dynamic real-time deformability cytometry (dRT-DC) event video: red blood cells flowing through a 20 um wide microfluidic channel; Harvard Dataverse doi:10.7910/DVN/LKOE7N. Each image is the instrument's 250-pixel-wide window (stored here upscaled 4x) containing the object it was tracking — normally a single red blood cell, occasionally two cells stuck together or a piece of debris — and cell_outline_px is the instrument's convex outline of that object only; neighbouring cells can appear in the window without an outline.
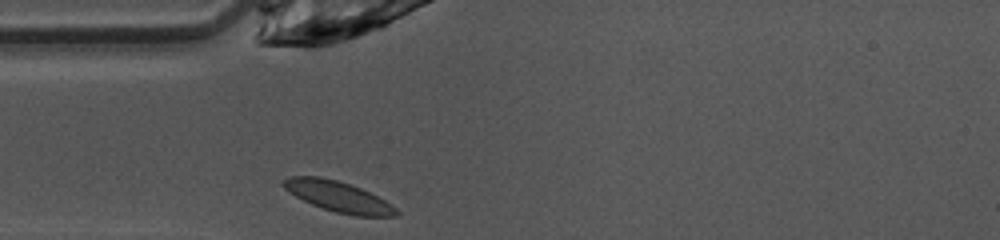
{"species": "common noctule bat (a hibernating species)", "species_latin": "Nyctalus noctula", "temperature_condition": "warm", "stored_images_in_passage": 26, "camera_frame_rate_fps": 3000, "um_per_image_px": 0.085, "animal": {"sex": "female", "body_mass_g": 10.0, "forearm_length_mm": 53.1}, "frame": {"image": 1, "passage_image": 1, "time_ms": 0.0, "image_size_px": [1000, 240], "cell_outline_px": [[400, 212], [396, 216], [356, 216], [336, 212], [312, 204], [296, 196], [284, 188], [280, 184], [288, 176], [320, 176], [336, 180], [360, 188], [384, 200], [396, 208]], "centroid_in_image_um": [28.74, 16.7], "position_along_channel_um": 56.3, "area_um2": 19.77}}
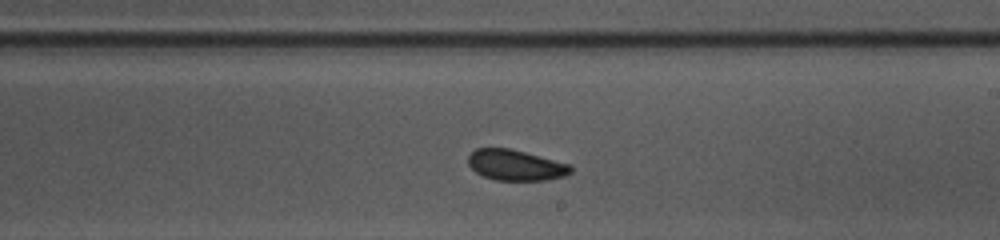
{"frame": {"image": 2, "passage_image": 15, "time_ms": 4.667, "image_size_px": [1000, 240], "cell_outline_px": [[572, 172], [564, 176], [548, 180], [496, 180], [484, 176], [476, 172], [468, 164], [468, 156], [476, 148], [508, 148], [572, 164]], "centroid_in_image_um": [43.85, 14.04], "position_along_channel_um": 245.1, "area_um2": 18.32}}
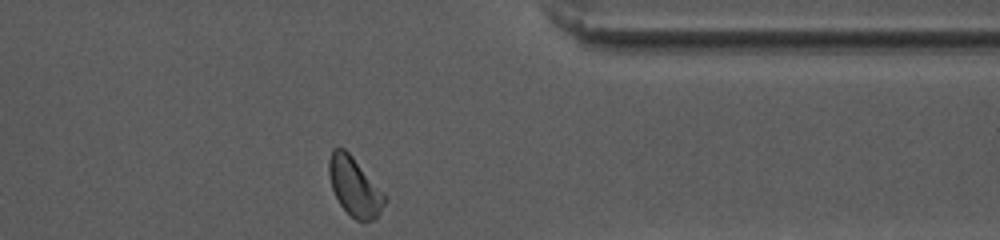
{"frame": {"image": 3, "passage_image": 26, "time_ms": 8.333, "image_size_px": [1000, 240], "cell_outline_px": [[384, 204], [380, 212], [372, 220], [356, 220], [340, 204], [332, 188], [328, 172], [328, 160], [332, 148], [344, 148], [352, 156], [384, 196]], "centroid_in_image_um": [30.06, 15.84], "position_along_channel_um": 381.3, "area_um2": 18.21}, "authors_computed_cell_mechanics": {"area_um2": 18.8139, "velocity_mm_per_s": 4.0645, "shape_relaxation_time_tau1_ms": 2.3227, "shape_relaxation_time_tau2_ms": 4.5007, "deformation_change_tau1": 0.0625, "deformation_change_tau2": 0.0457}}